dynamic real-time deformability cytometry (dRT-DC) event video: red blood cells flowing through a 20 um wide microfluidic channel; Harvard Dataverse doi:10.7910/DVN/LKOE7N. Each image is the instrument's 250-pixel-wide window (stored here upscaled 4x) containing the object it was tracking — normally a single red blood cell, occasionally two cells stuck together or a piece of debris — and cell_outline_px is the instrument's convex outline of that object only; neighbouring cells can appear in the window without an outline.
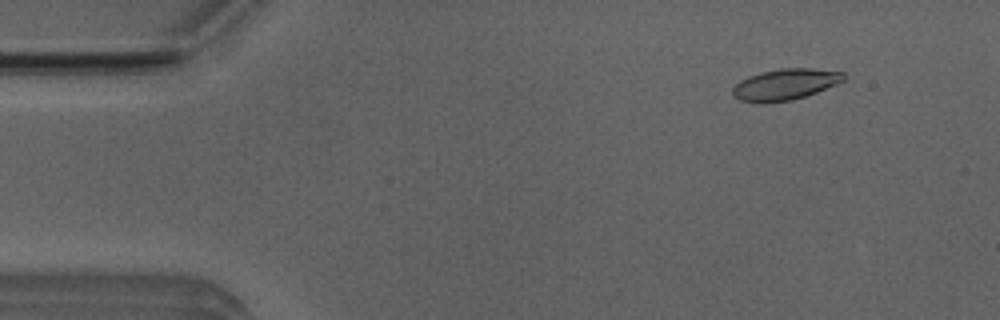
{"species": "Egyptian fruit bat (a non-hibernating species)", "species_latin": "Rousettus aegyptiacus", "temperature_condition": "room temperature", "stored_images_in_passage": 7, "camera_frame_rate_fps": 3000, "um_per_image_px": 0.085, "animal": {"sex": "male"}, "frame": {"image": 1, "passage_image": 2, "time_ms": 0.333, "image_size_px": [1000, 320], "cell_outline_px": [[844, 80], [836, 84], [816, 92], [792, 100], [740, 100], [732, 96], [732, 88], [740, 80], [748, 76], [760, 72], [780, 68], [812, 68], [844, 72]], "centroid_in_image_um": [66.75, 7.12], "position_along_channel_um": 18.2, "area_um2": 19.54}}